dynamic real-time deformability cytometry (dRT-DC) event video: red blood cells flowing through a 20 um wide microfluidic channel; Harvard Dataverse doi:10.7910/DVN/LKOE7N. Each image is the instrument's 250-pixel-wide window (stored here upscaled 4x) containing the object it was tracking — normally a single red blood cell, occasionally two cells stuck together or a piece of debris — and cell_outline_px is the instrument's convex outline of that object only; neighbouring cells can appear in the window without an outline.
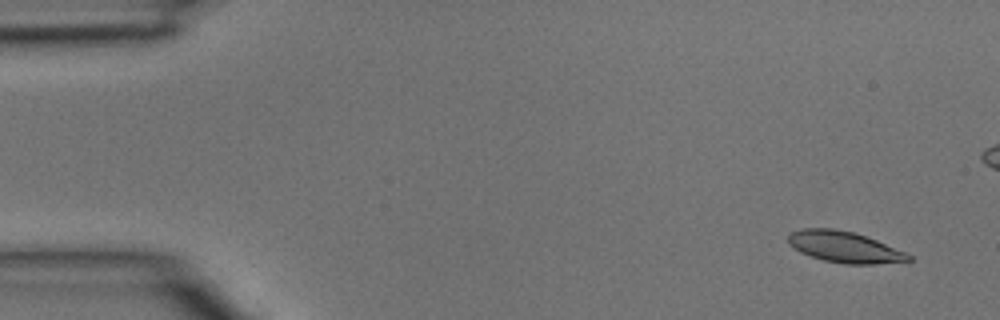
{"species": "common noctule bat (a hibernating species)", "species_latin": "Nyctalus noctula", "temperature_condition": "room temperature", "stored_images_in_passage": 5, "camera_frame_rate_fps": 3000, "um_per_image_px": 0.085, "animal": {"sex": "male", "body_mass_g": 15.6}, "frame": {"image": 1, "passage_image": 1, "time_ms": 0.0, "image_size_px": [1000, 320], "cell_outline_px": [[916, 260], [876, 264], [844, 264], [824, 260], [800, 252], [788, 244], [788, 236], [792, 232], [800, 228], [832, 228], [852, 232], [876, 240], [908, 252]], "centroid_in_image_um": [71.82, 21.0], "position_along_channel_um": 13.2, "area_um2": 21.91}}